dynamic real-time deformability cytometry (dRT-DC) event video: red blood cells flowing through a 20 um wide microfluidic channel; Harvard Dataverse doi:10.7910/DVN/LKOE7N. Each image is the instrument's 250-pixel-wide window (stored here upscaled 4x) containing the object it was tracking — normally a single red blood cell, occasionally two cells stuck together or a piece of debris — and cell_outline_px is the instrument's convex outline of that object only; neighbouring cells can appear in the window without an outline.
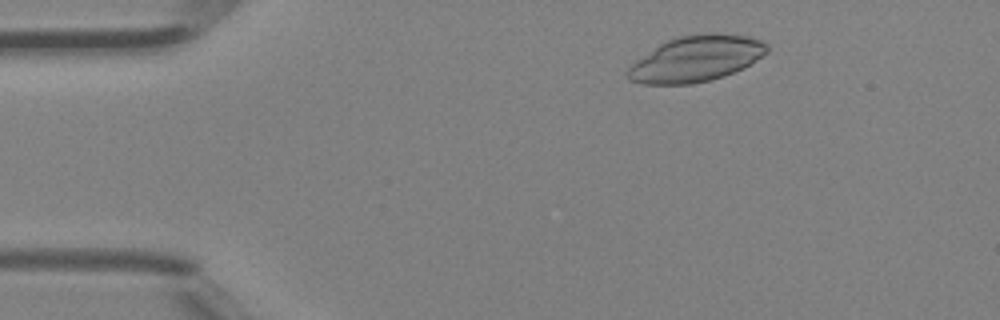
{"species": "Egyptian fruit bat (a non-hibernating species)", "species_latin": "Rousettus aegyptiacus", "temperature_condition": "room temperature", "stored_images_in_passage": 3, "camera_frame_rate_fps": 3000, "um_per_image_px": 0.085, "animal": {"sex": "female"}, "frame": {"image": 1, "passage_image": 2, "time_ms": 0.333, "image_size_px": [1000, 320], "cell_outline_px": [[768, 52], [744, 68], [724, 76], [712, 80], [692, 84], [640, 84], [628, 80], [628, 64], [660, 44], [676, 36], [712, 32], [716, 32], [752, 36], [764, 40], [768, 44]], "centroid_in_image_um": [59.18, 4.98], "position_along_channel_um": 25.8, "area_um2": 37.86}}